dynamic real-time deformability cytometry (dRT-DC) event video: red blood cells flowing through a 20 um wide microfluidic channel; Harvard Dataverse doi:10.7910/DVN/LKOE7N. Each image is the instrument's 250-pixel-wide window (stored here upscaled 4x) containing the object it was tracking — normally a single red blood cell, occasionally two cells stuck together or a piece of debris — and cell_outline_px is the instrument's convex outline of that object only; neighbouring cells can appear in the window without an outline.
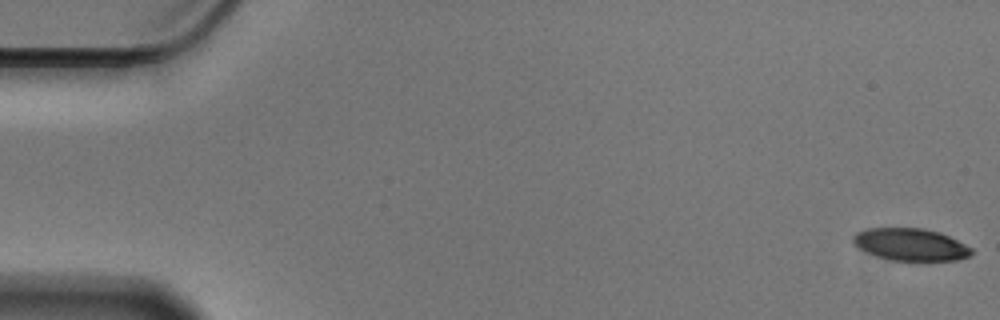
{"species": "Egyptian fruit bat (a non-hibernating species)", "species_latin": "Rousettus aegyptiacus", "temperature_condition": "cold", "stored_images_in_passage": 57, "camera_frame_rate_fps": 3000, "um_per_image_px": 0.085, "animal": {"sex": "male"}, "frame": {"image": 1, "passage_image": 1, "time_ms": 0.0, "image_size_px": [1000, 320], "cell_outline_px": [[972, 256], [956, 260], [892, 260], [868, 252], [860, 248], [852, 240], [852, 236], [856, 232], [868, 228], [924, 228], [940, 232], [972, 248]], "centroid_in_image_um": [77.42, 20.77], "position_along_channel_um": 7.6, "area_um2": 21.96}}
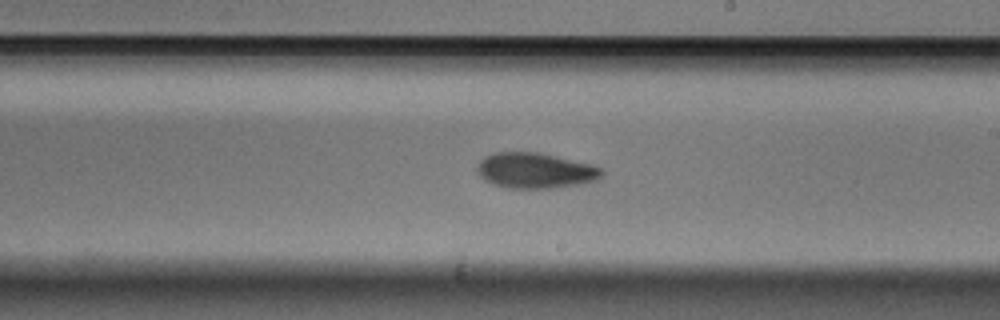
{"frame": {"image": 2, "passage_image": 33, "time_ms": 10.667, "image_size_px": [1000, 320], "cell_outline_px": [[604, 176], [596, 180], [580, 184], [552, 188], [508, 188], [492, 184], [484, 180], [480, 176], [476, 168], [476, 164], [484, 156], [492, 152], [540, 152], [592, 164], [604, 168]], "centroid_in_image_um": [45.5, 14.49], "position_along_channel_um": 243.5, "area_um2": 26.24}}
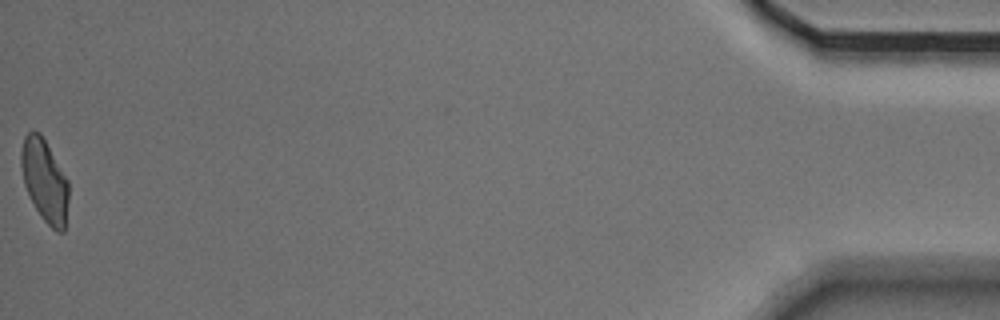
{"frame": {"image": 3, "passage_image": 57, "time_ms": 18.667, "image_size_px": [1000, 320], "cell_outline_px": [[68, 200], [64, 232], [56, 232], [40, 216], [24, 184], [20, 164], [20, 152], [24, 136], [32, 128], [40, 132], [68, 180]], "centroid_in_image_um": [3.78, 15.32], "position_along_channel_um": 431.4, "area_um2": 22.83}, "authors_computed_cell_mechanics": {"area_um2": 24.4494, "velocity_mm_per_s": 3.5463, "shape_relaxation_time_tau1_ms": 2.6665, "shape_relaxation_time_tau2_ms": 4.265, "deformation_change_tau1": 0.1234, "deformation_change_tau2": 0.0988}}